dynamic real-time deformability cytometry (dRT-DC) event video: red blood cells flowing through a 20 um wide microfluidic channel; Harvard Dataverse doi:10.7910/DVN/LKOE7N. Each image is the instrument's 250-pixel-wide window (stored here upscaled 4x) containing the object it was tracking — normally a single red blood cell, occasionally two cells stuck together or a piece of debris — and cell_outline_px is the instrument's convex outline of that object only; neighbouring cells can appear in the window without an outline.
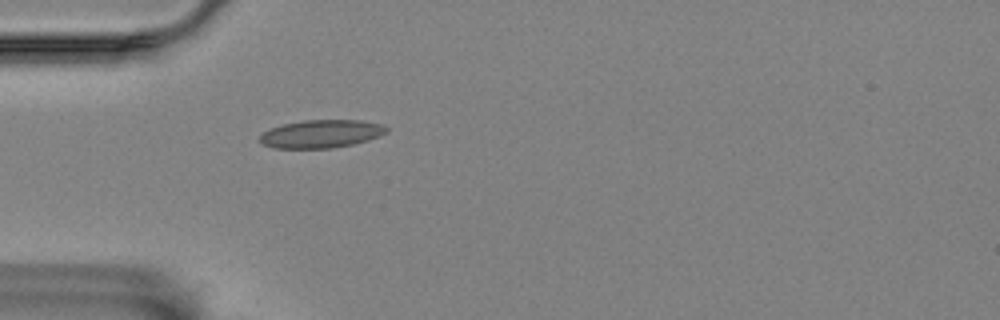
{"species": "Egyptian fruit bat (a non-hibernating species)", "species_latin": "Rousettus aegyptiacus", "temperature_condition": "room temperature", "stored_images_in_passage": 1, "camera_frame_rate_fps": 3000, "um_per_image_px": 0.085, "animal": {"sex": "female"}, "frame": {"image": 1, "passage_image": 1, "time_ms": 0.0, "image_size_px": [1000, 320], "cell_outline_px": [[388, 132], [380, 136], [368, 140], [352, 144], [332, 148], [276, 148], [260, 144], [260, 136], [264, 132], [280, 124], [304, 120], [364, 120], [384, 124], [388, 128]], "centroid_in_image_um": [27.34, 11.37], "position_along_channel_um": 57.7, "area_um2": 20.87}}